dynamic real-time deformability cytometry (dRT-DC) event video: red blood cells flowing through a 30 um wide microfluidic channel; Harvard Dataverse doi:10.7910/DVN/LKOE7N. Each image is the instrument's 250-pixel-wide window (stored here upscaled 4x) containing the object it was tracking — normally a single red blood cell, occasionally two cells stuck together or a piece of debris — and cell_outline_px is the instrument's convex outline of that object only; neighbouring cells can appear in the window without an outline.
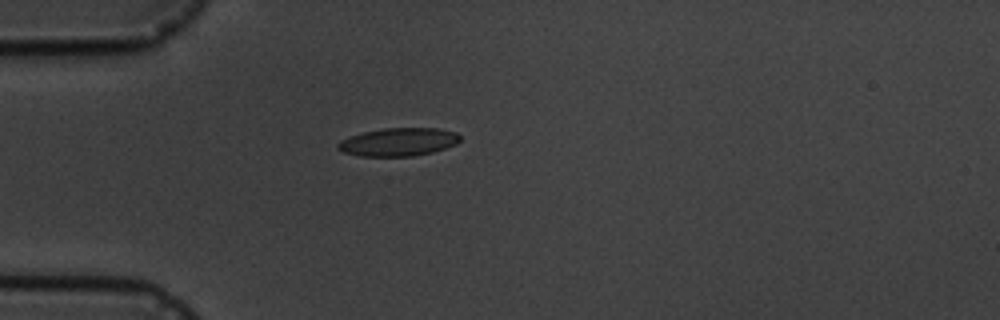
{"species": "common noctule bat (a hibernating species)", "species_latin": "Nyctalus noctula", "temperature_condition": "cold", "stored_images_in_passage": 2, "camera_frame_rate_fps": 3000, "um_per_image_px": 0.085, "animal": {"sex": "male", "body_mass_g": 19.5, "forearm_length_mm": 54.6}, "frame": {"image": 1, "passage_image": 1, "time_ms": 0.0, "image_size_px": [1000, 320], "cell_outline_px": [[460, 140], [456, 144], [432, 152], [412, 156], [360, 156], [344, 152], [336, 148], [336, 144], [340, 140], [364, 132], [384, 128], [436, 128], [456, 132], [460, 136]], "centroid_in_image_um": [33.86, 12.07], "position_along_channel_um": 51.1, "area_um2": 19.88}}